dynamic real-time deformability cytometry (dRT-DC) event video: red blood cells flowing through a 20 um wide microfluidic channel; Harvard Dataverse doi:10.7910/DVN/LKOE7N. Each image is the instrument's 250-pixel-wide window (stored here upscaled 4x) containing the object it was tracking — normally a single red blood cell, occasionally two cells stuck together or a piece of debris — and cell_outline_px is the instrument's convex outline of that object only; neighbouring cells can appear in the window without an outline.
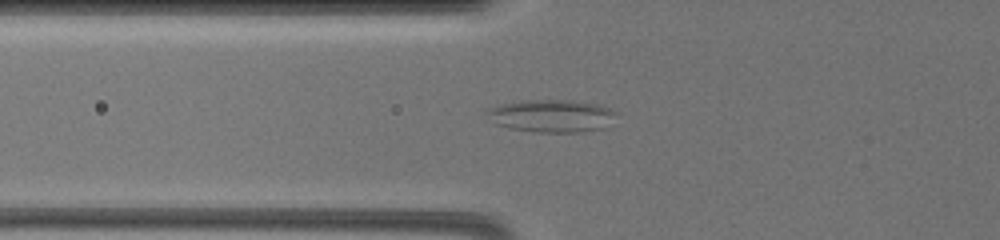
{"species": "common noctule bat (a hibernating species)", "species_latin": "Nyctalus noctula", "temperature_condition": "warm", "stored_images_in_passage": 20, "camera_frame_rate_fps": 3000, "um_per_image_px": 0.085, "animal": {"sex": "female", "body_mass_g": 19.5, "forearm_length_mm": 54.1}, "frame": {"image": 1, "passage_image": 3, "time_ms": 1.667, "image_size_px": [1000, 240], "cell_outline_px": [[620, 112], [604, 128], [584, 132], [532, 132], [508, 128], [496, 124], [484, 112], [488, 108], [500, 104], [524, 100], [572, 100], [592, 104], [608, 108]], "centroid_in_image_um": [46.86, 9.85], "position_along_channel_um": 78.9, "area_um2": 24.68}}
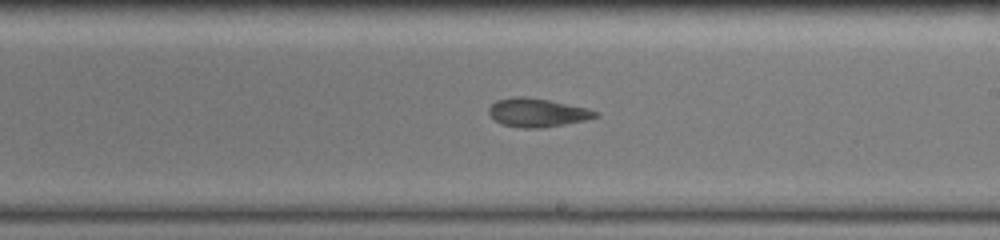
{"frame": {"image": 2, "passage_image": 11, "time_ms": 6.333, "image_size_px": [1000, 240], "cell_outline_px": [[600, 116], [584, 120], [564, 124], [540, 128], [520, 128], [500, 124], [488, 112], [488, 108], [496, 100], [516, 96], [524, 96], [548, 100], [588, 108], [596, 112]], "centroid_in_image_um": [45.64, 9.57], "position_along_channel_um": 243.4, "area_um2": 17.63}}
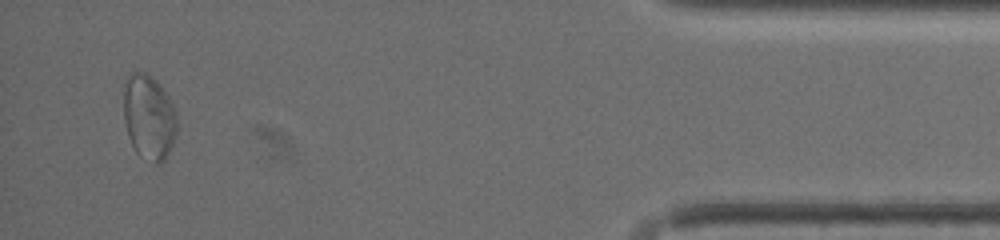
{"frame": {"image": 3, "passage_image": 20, "time_ms": 13.0, "image_size_px": [1000, 240], "cell_outline_px": [[176, 132], [172, 144], [164, 160], [160, 164], [156, 164], [140, 156], [136, 152], [128, 136], [124, 120], [124, 80], [132, 72], [144, 72], [152, 76], [156, 80], [168, 96], [176, 112]], "centroid_in_image_um": [12.64, 9.94], "position_along_channel_um": 422.6, "area_um2": 26.36}, "authors_computed_cell_mechanics": {"area_um2": 17.8891, "velocity_mm_per_s": 3.5367, "shape_relaxation_time_tau1_ms": null, "shape_relaxation_time_tau2_ms": 1.8697, "deformation_change_tau1": null, "deformation_change_tau2": 0.0849}}